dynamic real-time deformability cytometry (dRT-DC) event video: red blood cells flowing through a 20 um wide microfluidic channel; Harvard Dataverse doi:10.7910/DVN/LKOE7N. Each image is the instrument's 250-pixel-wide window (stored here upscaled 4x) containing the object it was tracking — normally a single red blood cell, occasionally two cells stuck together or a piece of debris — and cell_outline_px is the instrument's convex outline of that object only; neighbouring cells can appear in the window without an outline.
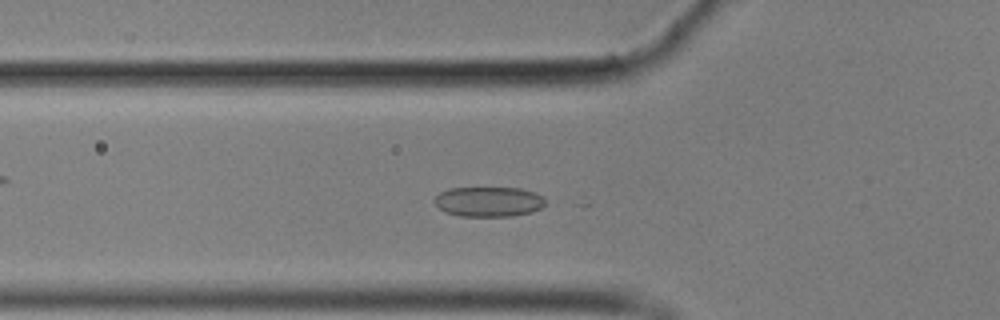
{"species": "common noctule bat (a hibernating species)", "species_latin": "Nyctalus noctula", "temperature_condition": "cold", "stored_images_in_passage": 47, "camera_frame_rate_fps": 3000, "um_per_image_px": 0.085, "animal": {"sex": "male", "body_mass_g": 17.9}, "frame": {"image": 1, "passage_image": 16, "time_ms": 5.0, "image_size_px": [1000, 320], "cell_outline_px": [[544, 204], [540, 208], [532, 212], [512, 216], [460, 216], [444, 212], [432, 200], [440, 192], [448, 188], [520, 188], [544, 196]], "centroid_in_image_um": [41.51, 17.14], "position_along_channel_um": 84.3, "area_um2": 19.36}}
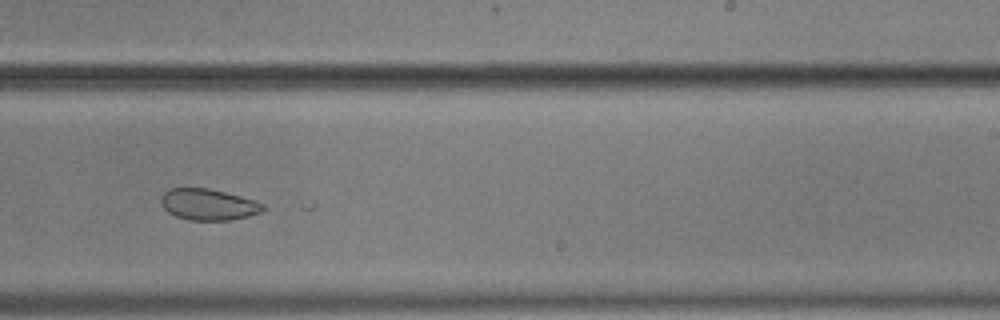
{"frame": {"image": 2, "passage_image": 32, "time_ms": 10.333, "image_size_px": [1000, 320], "cell_outline_px": [[264, 208], [260, 212], [248, 216], [228, 220], [188, 220], [176, 216], [168, 212], [160, 204], [160, 196], [168, 188], [208, 188], [256, 200], [264, 204]], "centroid_in_image_um": [17.66, 17.37], "position_along_channel_um": 271.3, "area_um2": 18.61}}